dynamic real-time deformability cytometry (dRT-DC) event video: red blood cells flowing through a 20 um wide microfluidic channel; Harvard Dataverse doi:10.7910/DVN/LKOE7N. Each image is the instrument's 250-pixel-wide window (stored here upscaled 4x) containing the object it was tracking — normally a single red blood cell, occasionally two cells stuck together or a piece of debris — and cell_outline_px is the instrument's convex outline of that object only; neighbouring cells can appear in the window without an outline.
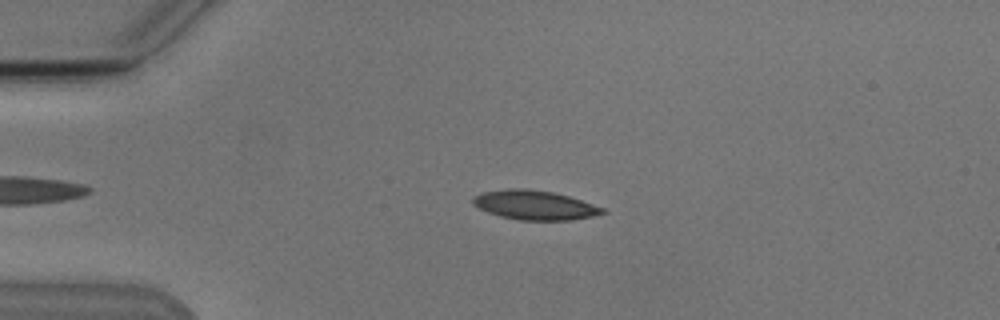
{"species": "Egyptian fruit bat (a non-hibernating species)", "species_latin": "Rousettus aegyptiacus", "temperature_condition": "cold", "stored_images_in_passage": 6, "camera_frame_rate_fps": 3000, "um_per_image_px": 0.085, "animal": {"sex": "male"}, "frame": {"image": 1, "passage_image": 4, "time_ms": 3.333, "image_size_px": [1000, 320], "cell_outline_px": [[608, 212], [592, 216], [572, 220], [520, 220], [500, 216], [488, 212], [472, 204], [472, 196], [484, 192], [508, 188], [524, 188], [552, 192], [568, 196], [604, 208]], "centroid_in_image_um": [45.43, 17.43], "position_along_channel_um": 39.6, "area_um2": 22.02}}